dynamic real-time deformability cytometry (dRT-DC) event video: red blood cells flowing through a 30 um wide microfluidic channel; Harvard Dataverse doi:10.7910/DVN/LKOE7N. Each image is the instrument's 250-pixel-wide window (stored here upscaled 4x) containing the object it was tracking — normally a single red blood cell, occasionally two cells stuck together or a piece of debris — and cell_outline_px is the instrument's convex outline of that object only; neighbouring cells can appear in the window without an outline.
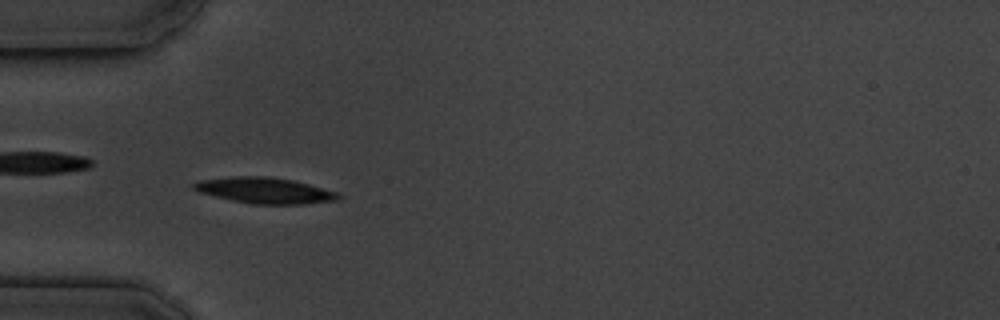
{"species": "common noctule bat (a hibernating species)", "species_latin": "Nyctalus noctula", "temperature_condition": "cold", "stored_images_in_passage": 45, "camera_frame_rate_fps": 3000, "um_per_image_px": 0.085, "animal": {"sex": "male", "body_mass_g": 19.5, "forearm_length_mm": 54.6}, "frame": {"image": 1, "passage_image": 7, "time_ms": 2.0, "image_size_px": [1000, 320], "cell_outline_px": [[344, 196], [340, 200], [304, 204], [252, 204], [232, 200], [200, 192], [192, 188], [192, 184], [200, 180], [236, 176], [264, 176], [292, 180], [308, 184], [336, 192]], "centroid_in_image_um": [22.54, 16.19], "position_along_channel_um": 62.5, "area_um2": 21.68}}
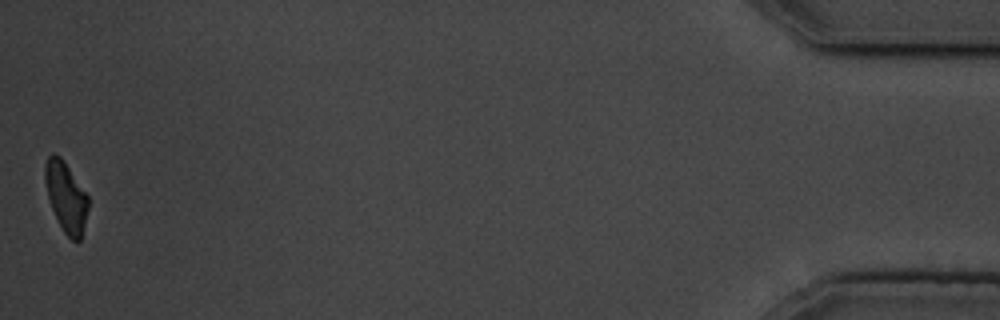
{"frame": {"image": 2, "passage_image": 45, "time_ms": 14.667, "image_size_px": [1000, 320], "cell_outline_px": [[88, 208], [80, 240], [72, 240], [64, 232], [52, 208], [48, 196], [44, 180], [44, 164], [48, 156], [52, 152], [60, 156], [64, 160], [88, 196]], "centroid_in_image_um": [5.59, 16.67], "position_along_channel_um": 429.6, "area_um2": 17.4}, "authors_computed_cell_mechanics": {"area_um2": 20.5768, "velocity_mm_per_s": 3.6212, "shape_relaxation_time_tau1_ms": 3.6118, "shape_relaxation_time_tau2_ms": null, "deformation_change_tau1": 0.1283, "deformation_change_tau2": null}}